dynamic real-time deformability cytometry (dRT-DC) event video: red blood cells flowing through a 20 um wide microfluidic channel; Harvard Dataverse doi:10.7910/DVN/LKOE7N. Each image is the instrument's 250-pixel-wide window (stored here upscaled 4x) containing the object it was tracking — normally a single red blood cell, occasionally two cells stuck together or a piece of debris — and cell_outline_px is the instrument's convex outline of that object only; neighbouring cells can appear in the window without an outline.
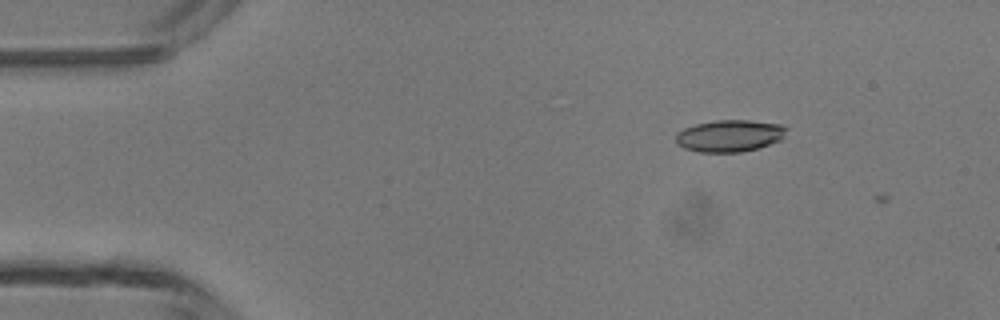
{"species": "common noctule bat (a hibernating species)", "species_latin": "Nyctalus noctula", "temperature_condition": "room temperature", "stored_images_in_passage": 3, "camera_frame_rate_fps": 3000, "um_per_image_px": 0.085, "animal": {"sex": "male", "body_mass_g": 13.3}, "frame": {"image": 1, "passage_image": 2, "time_ms": 0.333, "image_size_px": [1000, 320], "cell_outline_px": [[788, 128], [784, 136], [780, 140], [756, 148], [740, 152], [700, 152], [684, 148], [676, 144], [676, 132], [684, 128], [696, 124], [716, 120], [748, 120], [780, 124]], "centroid_in_image_um": [61.99, 11.54], "position_along_channel_um": 23.0, "area_um2": 20.52}}